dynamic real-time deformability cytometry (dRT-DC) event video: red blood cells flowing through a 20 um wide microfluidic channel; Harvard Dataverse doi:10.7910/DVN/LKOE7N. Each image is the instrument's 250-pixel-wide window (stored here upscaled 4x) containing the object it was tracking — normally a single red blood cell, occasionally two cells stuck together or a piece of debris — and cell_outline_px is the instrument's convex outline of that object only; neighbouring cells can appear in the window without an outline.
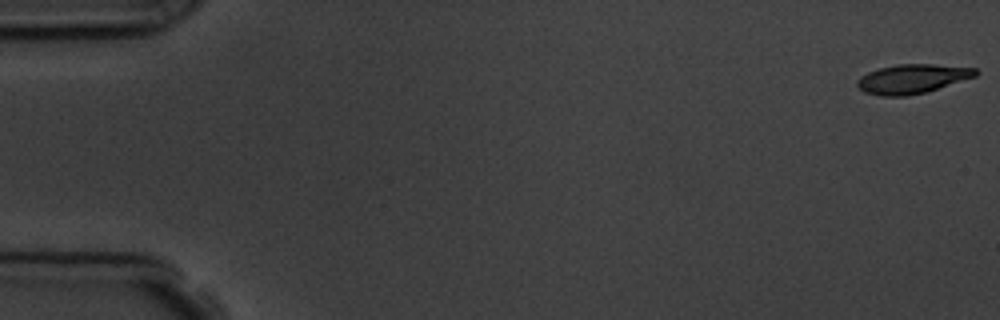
{"species": "common noctule bat (a hibernating species)", "species_latin": "Nyctalus noctula", "temperature_condition": "room temperature", "stored_images_in_passage": 5, "camera_frame_rate_fps": 3000, "um_per_image_px": 0.085, "animal": {"sex": "male", "body_mass_g": 19.5, "forearm_length_mm": 54.6}, "frame": {"image": 1, "passage_image": 1, "time_ms": 0.0, "image_size_px": [1000, 320], "cell_outline_px": [[980, 72], [976, 76], [924, 92], [908, 96], [880, 96], [864, 92], [856, 84], [856, 80], [860, 76], [868, 72], [880, 68], [896, 64], [932, 64], [976, 68]], "centroid_in_image_um": [77.51, 6.69], "position_along_channel_um": 7.5, "area_um2": 20.06}}
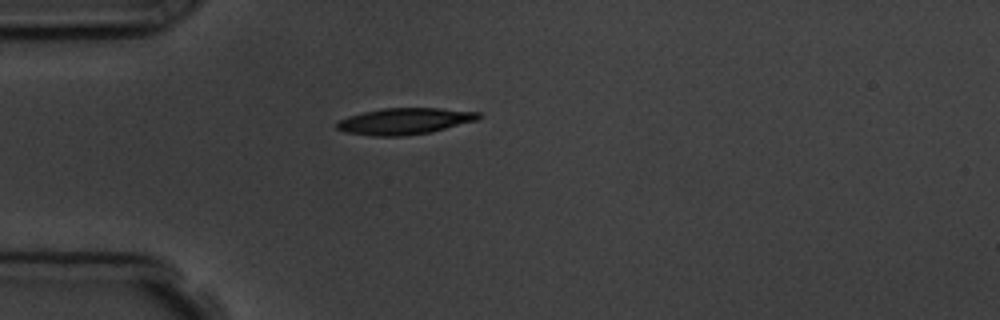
{"frame": {"image": 2, "passage_image": 5, "time_ms": 4.667, "image_size_px": [1000, 320], "cell_outline_px": [[484, 116], [476, 120], [428, 132], [400, 136], [372, 136], [344, 132], [336, 128], [336, 124], [340, 120], [348, 116], [364, 112], [384, 108], [440, 108], [480, 112]], "centroid_in_image_um": [34.38, 10.29], "position_along_channel_um": 50.6, "area_um2": 21.56}}